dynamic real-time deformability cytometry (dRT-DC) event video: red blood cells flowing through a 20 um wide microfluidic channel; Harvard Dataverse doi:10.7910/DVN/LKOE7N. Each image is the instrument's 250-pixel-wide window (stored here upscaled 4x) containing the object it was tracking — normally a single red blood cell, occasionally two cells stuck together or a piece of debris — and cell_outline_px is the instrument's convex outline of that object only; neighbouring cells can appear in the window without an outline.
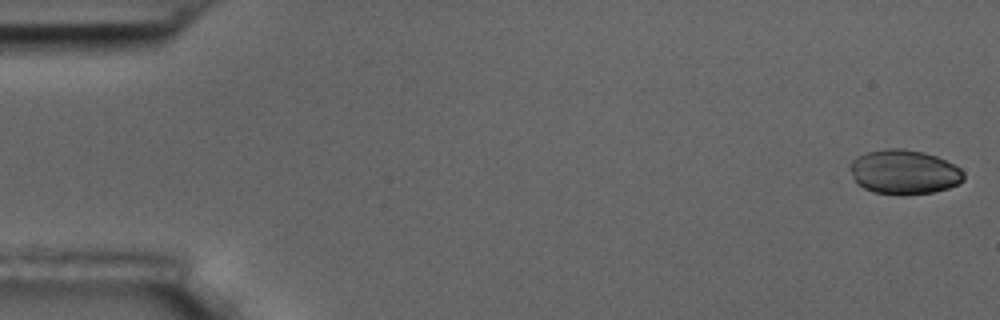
{"species": "common noctule bat (a hibernating species)", "species_latin": "Nyctalus noctula", "temperature_condition": "room temperature", "stored_images_in_passage": 22, "camera_frame_rate_fps": 3000, "um_per_image_px": 0.085, "animal": {"sex": "male", "body_mass_g": 17.5, "forearm_length_mm": 52.3}, "frame": {"image": 1, "passage_image": 1, "time_ms": 0.0, "image_size_px": [1000, 320], "cell_outline_px": [[964, 180], [960, 184], [948, 188], [932, 192], [904, 196], [900, 196], [872, 192], [856, 184], [848, 168], [848, 164], [856, 156], [868, 152], [884, 148], [904, 148], [924, 152], [936, 156], [960, 168], [964, 172]], "centroid_in_image_um": [76.81, 14.63], "position_along_channel_um": 8.2, "area_um2": 30.06}}
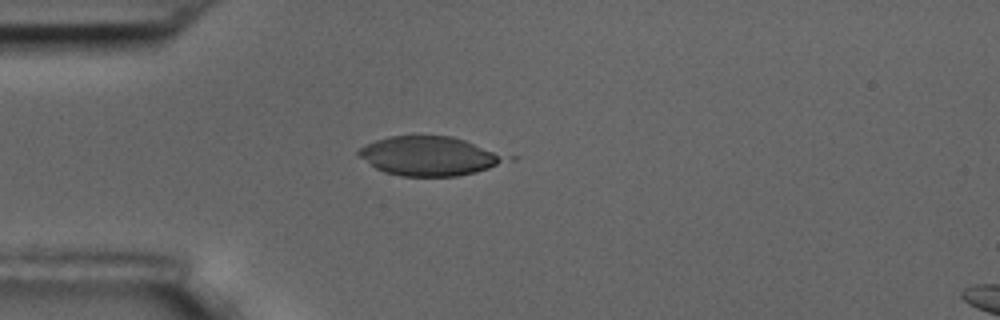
{"frame": {"image": 2, "passage_image": 15, "time_ms": 4.667, "image_size_px": [1000, 320], "cell_outline_px": [[520, 156], [516, 160], [476, 172], [456, 176], [400, 176], [384, 172], [376, 168], [360, 156], [356, 152], [364, 144], [388, 136], [452, 136]], "centroid_in_image_um": [36.68, 13.26], "position_along_channel_um": 48.3, "area_um2": 34.56}}